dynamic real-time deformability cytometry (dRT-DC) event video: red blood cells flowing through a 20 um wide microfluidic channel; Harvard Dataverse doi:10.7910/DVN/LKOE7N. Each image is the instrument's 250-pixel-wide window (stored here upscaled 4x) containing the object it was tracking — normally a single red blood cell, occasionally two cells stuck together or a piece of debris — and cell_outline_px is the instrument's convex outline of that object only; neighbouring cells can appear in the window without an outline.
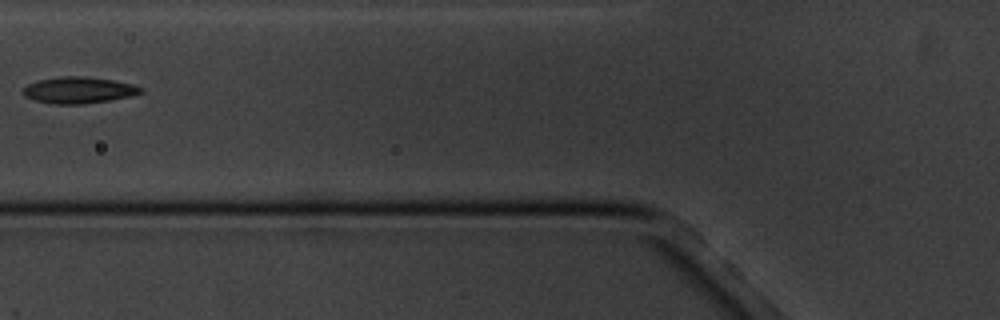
{"species": "common noctule bat (a hibernating species)", "species_latin": "Nyctalus noctula", "temperature_condition": "cold", "stored_images_in_passage": 6, "camera_frame_rate_fps": 3000, "um_per_image_px": 0.085, "animal": {"sex": "male", "body_mass_g": 20.1, "forearm_length_mm": 53.5}, "frame": {"image": 1, "passage_image": 2, "time_ms": 1.333, "image_size_px": [1000, 320], "cell_outline_px": [[144, 92], [132, 96], [108, 100], [80, 104], [52, 104], [36, 100], [24, 96], [24, 88], [28, 84], [36, 80], [60, 76], [88, 76], [112, 80], [132, 84], [144, 88]], "centroid_in_image_um": [6.71, 7.65], "position_along_channel_um": 119.1, "area_um2": 18.15}}
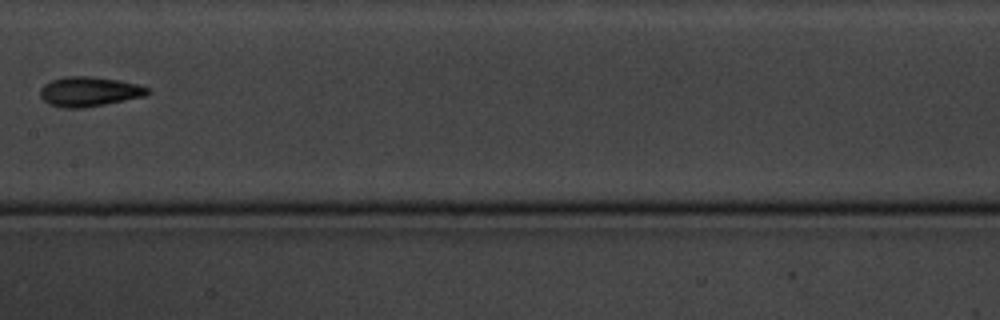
{"frame": {"image": 2, "passage_image": 4, "time_ms": 3.667, "image_size_px": [1000, 320], "cell_outline_px": [[152, 92], [148, 96], [104, 104], [80, 108], [64, 108], [48, 104], [40, 96], [40, 88], [44, 84], [52, 80], [64, 76], [92, 76], [120, 80], [140, 84], [148, 88]], "centroid_in_image_um": [7.62, 7.78], "position_along_channel_um": 199.8, "area_um2": 18.84}}
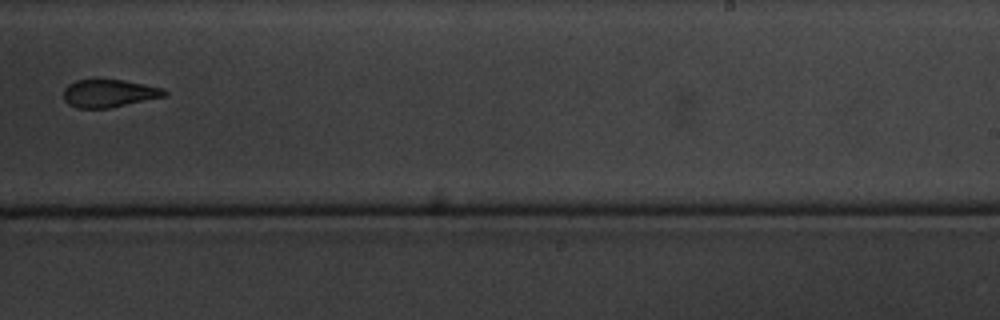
{"frame": {"image": 3, "passage_image": 6, "time_ms": 6.0, "image_size_px": [1000, 320], "cell_outline_px": [[168, 96], [108, 108], [76, 108], [68, 104], [64, 100], [64, 88], [68, 84], [76, 80], [124, 80], [164, 88], [168, 92]], "centroid_in_image_um": [9.29, 7.94], "position_along_channel_um": 279.7, "area_um2": 16.42}}